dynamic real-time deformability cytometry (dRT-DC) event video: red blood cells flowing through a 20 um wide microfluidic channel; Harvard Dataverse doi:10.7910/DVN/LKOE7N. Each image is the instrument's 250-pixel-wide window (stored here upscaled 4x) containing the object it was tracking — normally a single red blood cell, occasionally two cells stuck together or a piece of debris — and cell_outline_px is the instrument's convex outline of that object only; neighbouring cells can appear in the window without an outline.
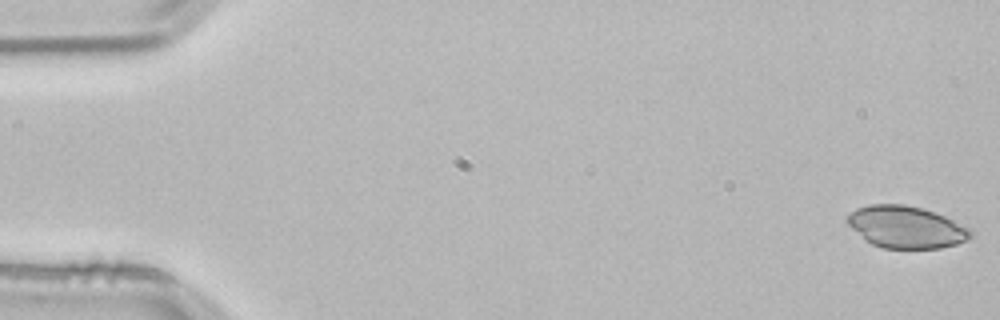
{"species": "common noctule bat (a hibernating species)", "species_latin": "Nyctalus noctula", "temperature_condition": "room temperature", "stored_images_in_passage": 53, "camera_frame_rate_fps": 3000, "um_per_image_px": 0.085, "animal": {"sex": "male", "body_mass_g": 21.5, "forearm_length_mm": 52.0}, "frame": {"image": 1, "passage_image": 1, "time_ms": 0.0, "image_size_px": [1000, 320], "cell_outline_px": [[972, 236], [968, 240], [956, 244], [940, 248], [880, 248], [864, 240], [844, 220], [856, 208], [868, 204], [904, 204], [920, 208], [944, 216], [968, 228], [972, 232]], "centroid_in_image_um": [76.98, 19.3], "position_along_channel_um": 8.0, "area_um2": 30.06}}